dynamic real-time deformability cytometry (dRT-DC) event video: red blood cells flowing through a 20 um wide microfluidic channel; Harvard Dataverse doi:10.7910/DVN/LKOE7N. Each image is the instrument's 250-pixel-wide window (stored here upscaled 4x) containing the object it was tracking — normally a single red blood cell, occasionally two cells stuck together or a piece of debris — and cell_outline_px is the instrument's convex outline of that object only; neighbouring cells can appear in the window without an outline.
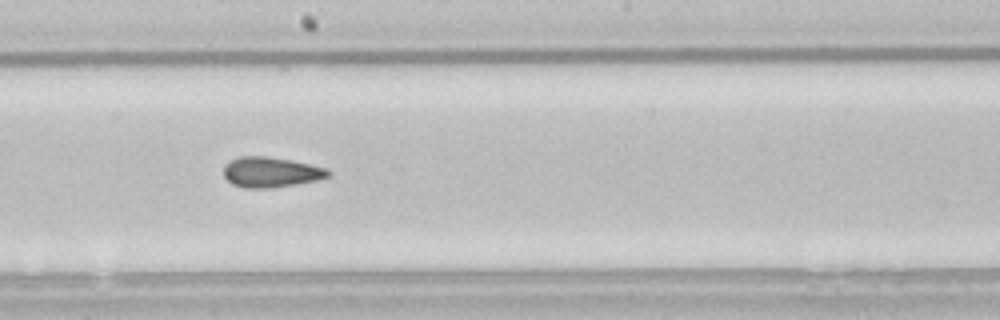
{"species": "common noctule bat (a hibernating species)", "species_latin": "Nyctalus noctula", "temperature_condition": "room temperature", "stored_images_in_passage": 19, "camera_frame_rate_fps": 3000, "um_per_image_px": 0.085, "animal": {"sex": "male", "body_mass_g": 21.5, "forearm_length_mm": 52.0}, "frame": {"image": 1, "passage_image": 16, "time_ms": 5.0, "image_size_px": [1000, 320], "cell_outline_px": [[332, 172], [328, 176], [316, 180], [296, 184], [272, 188], [244, 188], [232, 184], [224, 176], [224, 164], [240, 156], [268, 156], [292, 160], [324, 168]], "centroid_in_image_um": [22.99, 14.63], "position_along_channel_um": 225.2, "area_um2": 18.38}}